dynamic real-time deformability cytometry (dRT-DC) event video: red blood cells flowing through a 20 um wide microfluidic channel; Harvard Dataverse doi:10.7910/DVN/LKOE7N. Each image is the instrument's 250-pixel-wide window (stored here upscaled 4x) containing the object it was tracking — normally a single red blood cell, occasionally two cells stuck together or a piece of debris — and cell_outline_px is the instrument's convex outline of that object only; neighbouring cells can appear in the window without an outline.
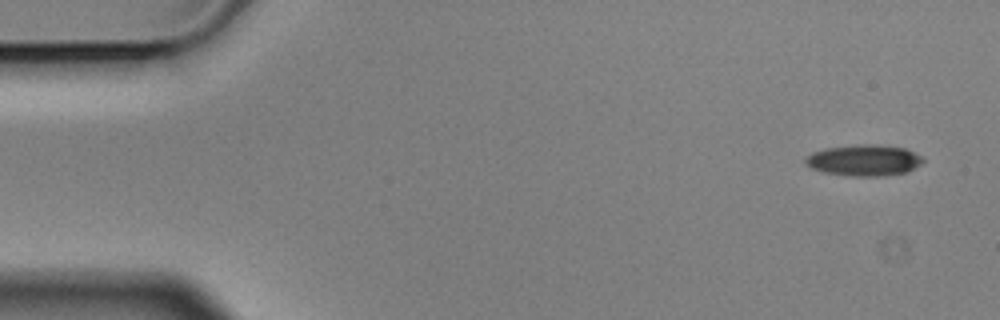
{"species": "Egyptian fruit bat (a non-hibernating species)", "species_latin": "Rousettus aegyptiacus", "temperature_condition": "cold", "stored_images_in_passage": 5, "camera_frame_rate_fps": 3000, "um_per_image_px": 0.085, "animal": {"sex": "male"}, "frame": {"image": 1, "passage_image": 1, "time_ms": 0.0, "image_size_px": [1000, 320], "cell_outline_px": [[924, 160], [920, 164], [908, 172], [884, 176], [852, 176], [824, 172], [812, 168], [804, 160], [812, 152], [828, 148], [856, 144], [876, 144], [904, 148], [920, 156]], "centroid_in_image_um": [73.46, 13.62], "position_along_channel_um": 11.5, "area_um2": 21.15}}
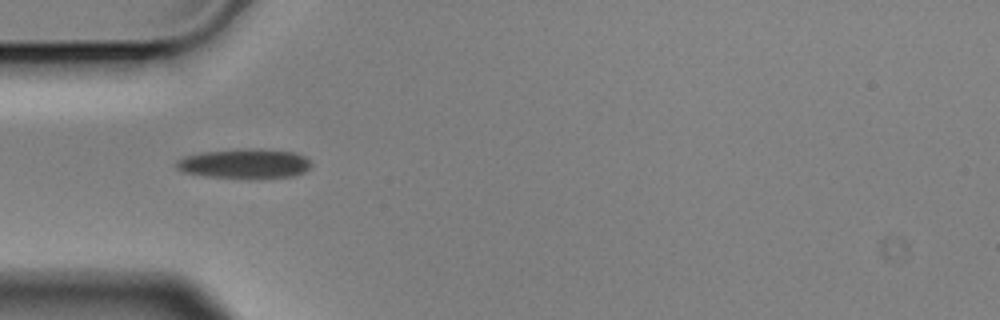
{"frame": {"image": 2, "passage_image": 4, "time_ms": 1.0, "image_size_px": [1000, 320], "cell_outline_px": [[312, 164], [304, 172], [292, 176], [204, 176], [184, 172], [176, 168], [176, 160], [184, 156], [200, 152], [240, 148], [260, 148], [296, 152], [304, 156]], "centroid_in_image_um": [20.76, 13.85], "position_along_channel_um": 64.2, "area_um2": 22.83}}
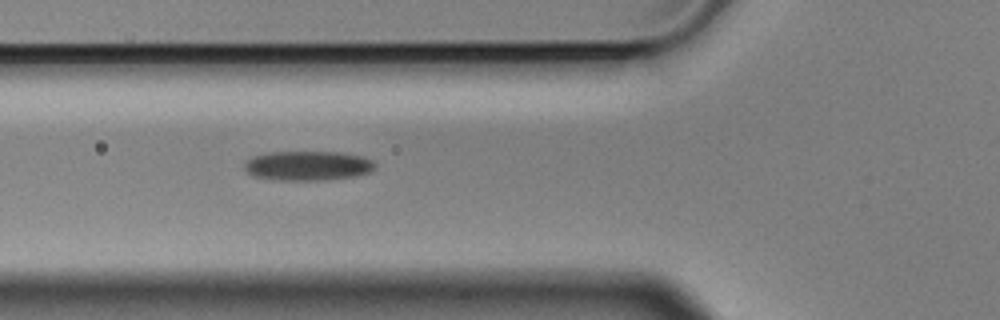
{"frame": {"image": 3, "passage_image": 5, "time_ms": 1.333, "image_size_px": [1000, 320], "cell_outline_px": [[376, 164], [368, 172], [352, 176], [320, 180], [272, 180], [252, 176], [244, 168], [244, 164], [248, 160], [256, 156], [268, 152], [340, 152], [364, 156], [372, 160]], "centroid_in_image_um": [26.13, 14.08], "position_along_channel_um": 99.7, "area_um2": 22.31}}